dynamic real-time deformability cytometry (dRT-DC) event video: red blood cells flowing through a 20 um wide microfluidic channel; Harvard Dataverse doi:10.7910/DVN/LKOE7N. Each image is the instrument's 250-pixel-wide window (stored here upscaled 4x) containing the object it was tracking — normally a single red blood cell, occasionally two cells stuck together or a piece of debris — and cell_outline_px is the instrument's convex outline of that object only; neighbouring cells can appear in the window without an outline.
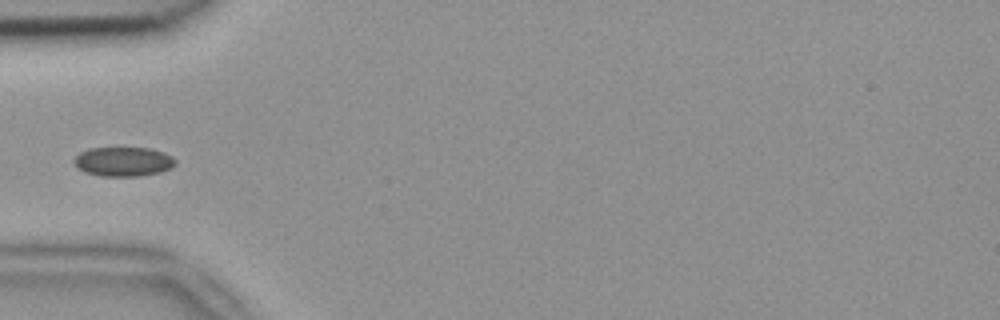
{"species": "common noctule bat (a hibernating species)", "species_latin": "Nyctalus noctula", "temperature_condition": "room temperature", "stored_images_in_passage": 5, "camera_frame_rate_fps": 3000, "um_per_image_px": 0.085, "animal": {"sex": "female", "body_mass_g": 18.4}, "frame": {"image": 1, "passage_image": 5, "time_ms": 1.333, "image_size_px": [1000, 320], "cell_outline_px": [[176, 164], [172, 168], [160, 172], [140, 176], [100, 176], [84, 172], [76, 168], [72, 160], [80, 152], [88, 148], [148, 148], [164, 152], [172, 156], [176, 160]], "centroid_in_image_um": [10.47, 13.74], "position_along_channel_um": 74.5, "area_um2": 17.57}}